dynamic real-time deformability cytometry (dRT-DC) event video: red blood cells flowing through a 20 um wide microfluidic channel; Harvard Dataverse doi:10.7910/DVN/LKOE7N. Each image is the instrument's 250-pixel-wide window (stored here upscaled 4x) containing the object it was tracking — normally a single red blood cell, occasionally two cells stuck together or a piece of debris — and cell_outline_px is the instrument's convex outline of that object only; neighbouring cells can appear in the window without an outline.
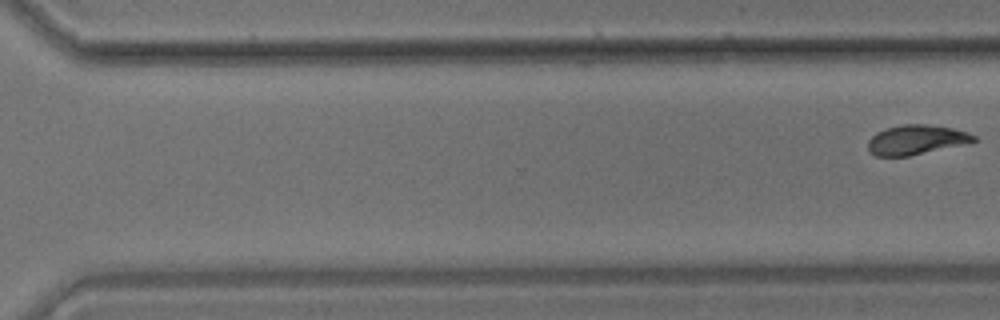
{"species": "common noctule bat (a hibernating species)", "species_latin": "Nyctalus noctula", "temperature_condition": "room temperature", "stored_images_in_passage": 12, "camera_frame_rate_fps": 3000, "um_per_image_px": 0.085, "animal": {"sex": "male", "body_mass_g": 17.9}, "frame": {"image": 1, "passage_image": 12, "time_ms": 13.333, "image_size_px": [1000, 320], "cell_outline_px": [[976, 140], [964, 144], [908, 156], [876, 156], [868, 152], [868, 140], [876, 132], [888, 128], [904, 124], [924, 124], [952, 128], [968, 132], [976, 136]], "centroid_in_image_um": [77.85, 11.88], "position_along_channel_um": 292.8, "area_um2": 18.09}}